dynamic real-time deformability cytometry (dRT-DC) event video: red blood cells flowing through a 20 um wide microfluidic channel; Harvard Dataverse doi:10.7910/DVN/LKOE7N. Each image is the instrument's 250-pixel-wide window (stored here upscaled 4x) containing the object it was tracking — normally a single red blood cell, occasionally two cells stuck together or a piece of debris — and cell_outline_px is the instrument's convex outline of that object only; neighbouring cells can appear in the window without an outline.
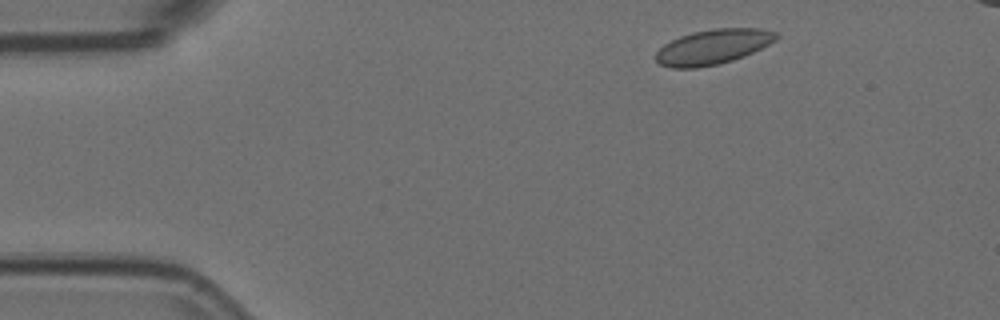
{"species": "Egyptian fruit bat (a non-hibernating species)", "species_latin": "Rousettus aegyptiacus", "temperature_condition": "room temperature", "stored_images_in_passage": 50, "camera_frame_rate_fps": 3000, "um_per_image_px": 0.085, "animal": {"sex": "female"}, "frame": {"image": 1, "passage_image": 4, "time_ms": 1.0, "image_size_px": [1000, 320], "cell_outline_px": [[780, 36], [776, 40], [744, 56], [732, 60], [716, 64], [696, 68], [672, 68], [660, 64], [656, 60], [656, 52], [664, 44], [680, 36], [692, 32], [712, 28], [760, 28], [776, 32]], "centroid_in_image_um": [60.6, 3.97], "position_along_channel_um": 24.4, "area_um2": 24.39}}
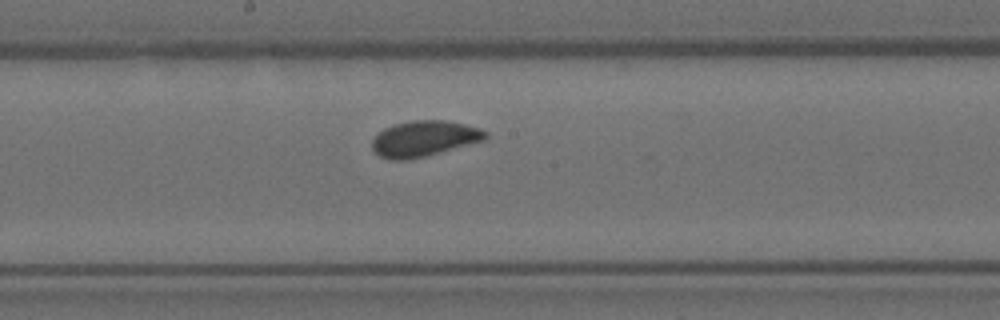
{"frame": {"image": 2, "passage_image": 25, "time_ms": 8.0, "image_size_px": [1000, 320], "cell_outline_px": [[488, 136], [484, 140], [440, 152], [408, 160], [388, 160], [380, 156], [372, 148], [372, 140], [384, 128], [392, 124], [412, 120], [448, 120], [480, 128], [488, 132]], "centroid_in_image_um": [36.04, 11.77], "position_along_channel_um": 212.2, "area_um2": 23.58}}
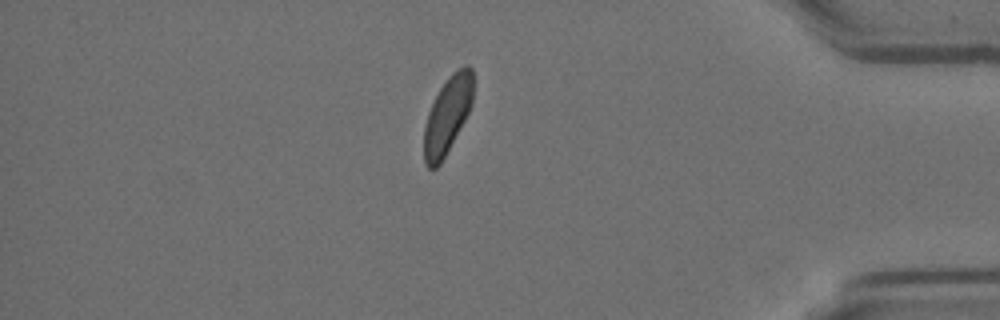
{"frame": {"image": 3, "passage_image": 43, "time_ms": 14.0, "image_size_px": [1000, 320], "cell_outline_px": [[472, 104], [464, 120], [440, 164], [436, 168], [428, 168], [424, 164], [424, 124], [428, 112], [440, 88], [448, 76], [452, 72], [464, 64], [468, 64], [472, 68]], "centroid_in_image_um": [38.02, 9.77], "position_along_channel_um": 397.2, "area_um2": 21.79}}